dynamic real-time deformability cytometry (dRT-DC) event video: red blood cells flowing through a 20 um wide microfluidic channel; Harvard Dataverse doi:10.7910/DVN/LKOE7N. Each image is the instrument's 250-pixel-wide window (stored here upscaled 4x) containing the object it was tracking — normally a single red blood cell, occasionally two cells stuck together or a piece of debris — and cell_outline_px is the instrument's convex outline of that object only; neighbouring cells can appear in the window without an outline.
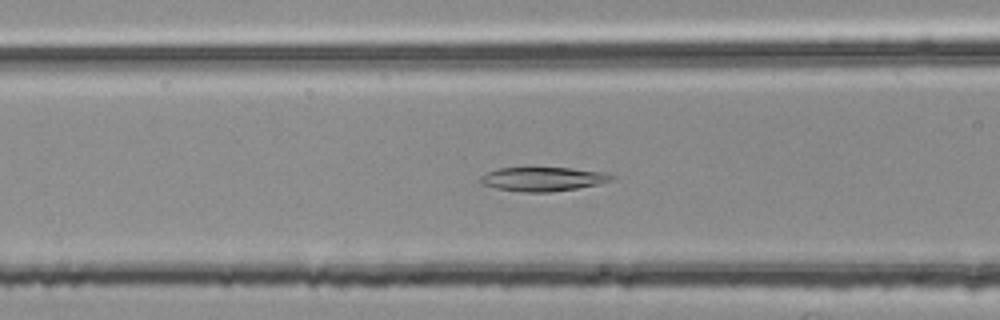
{"species": "common noctule bat (a hibernating species)", "species_latin": "Nyctalus noctula", "temperature_condition": "room temperature", "stored_images_in_passage": 39, "camera_frame_rate_fps": 3000, "um_per_image_px": 0.085, "animal": {"sex": "female", "body_mass_g": 25.1}, "frame": {"image": 1, "passage_image": 7, "time_ms": 2.0, "image_size_px": [1000, 320], "cell_outline_px": [[616, 176], [612, 180], [600, 184], [576, 188], [548, 192], [524, 192], [496, 188], [480, 184], [476, 180], [480, 176], [488, 172], [500, 168], [568, 168], [600, 172]], "centroid_in_image_um": [46.09, 15.23], "position_along_channel_um": 120.5, "area_um2": 18.21}}
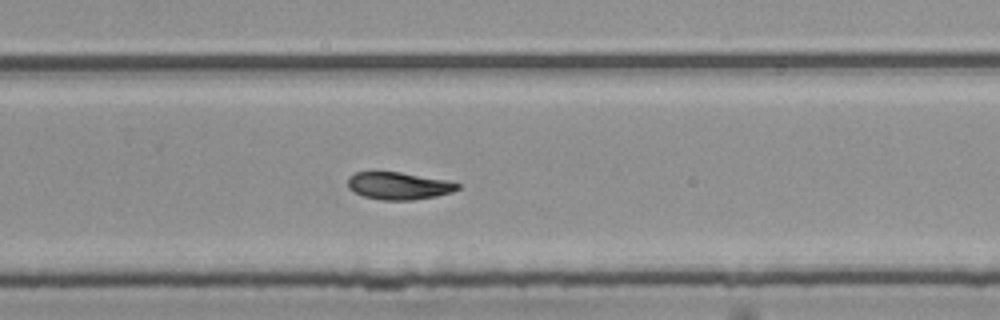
{"frame": {"image": 2, "passage_image": 21, "time_ms": 6.667, "image_size_px": [1000, 320], "cell_outline_px": [[460, 188], [452, 192], [436, 196], [412, 200], [380, 200], [364, 196], [348, 188], [348, 176], [356, 172], [400, 172], [444, 180], [460, 184]], "centroid_in_image_um": [33.87, 15.8], "position_along_channel_um": 295.9, "area_um2": 17.34}}
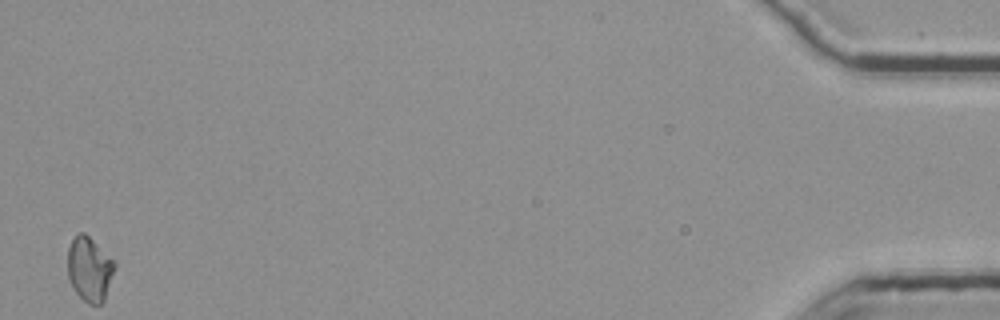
{"frame": {"image": 3, "passage_image": 39, "time_ms": 12.667, "image_size_px": [1000, 320], "cell_outline_px": [[116, 268], [104, 304], [88, 304], [72, 288], [68, 280], [68, 248], [72, 240], [80, 232], [84, 232], [116, 260]], "centroid_in_image_um": [7.65, 22.89], "position_along_channel_um": 427.6, "area_um2": 18.09}, "authors_computed_cell_mechanics": {"area_um2": 17.918, "velocity_mm_per_s": 3.7763, "shape_relaxation_time_tau1_ms": 6.5635, "shape_relaxation_time_tau2_ms": 11.1101, "deformation_change_tau1": 0.1649, "deformation_change_tau2": 0.1583}}